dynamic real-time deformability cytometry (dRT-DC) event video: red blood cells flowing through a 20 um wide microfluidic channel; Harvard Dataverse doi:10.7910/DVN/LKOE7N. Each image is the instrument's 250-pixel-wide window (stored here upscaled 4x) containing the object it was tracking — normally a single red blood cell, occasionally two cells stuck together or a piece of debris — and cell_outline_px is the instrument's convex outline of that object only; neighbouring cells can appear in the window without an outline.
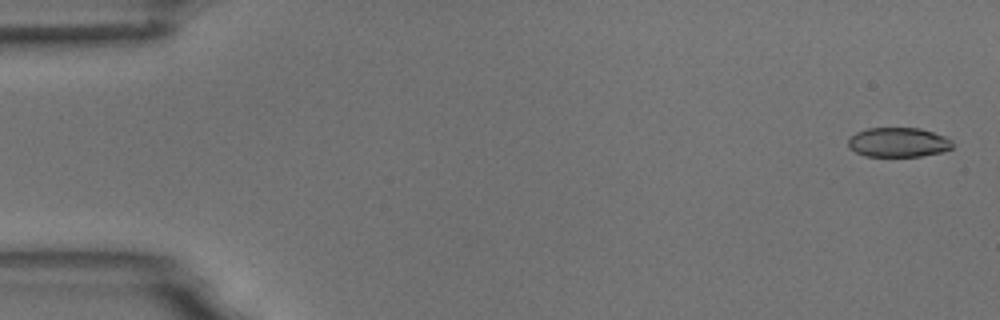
{"species": "common noctule bat (a hibernating species)", "species_latin": "Nyctalus noctula", "temperature_condition": "room temperature", "stored_images_in_passage": 12, "camera_frame_rate_fps": 3000, "um_per_image_px": 0.085, "animal": {"sex": "male", "body_mass_g": 18.8}, "frame": {"image": 1, "passage_image": 1, "time_ms": 0.0, "image_size_px": [1000, 320], "cell_outline_px": [[952, 148], [944, 152], [920, 156], [864, 156], [848, 148], [848, 136], [856, 132], [868, 128], [920, 128], [944, 136], [952, 140]], "centroid_in_image_um": [76.33, 12.1], "position_along_channel_um": 8.7, "area_um2": 18.09}}